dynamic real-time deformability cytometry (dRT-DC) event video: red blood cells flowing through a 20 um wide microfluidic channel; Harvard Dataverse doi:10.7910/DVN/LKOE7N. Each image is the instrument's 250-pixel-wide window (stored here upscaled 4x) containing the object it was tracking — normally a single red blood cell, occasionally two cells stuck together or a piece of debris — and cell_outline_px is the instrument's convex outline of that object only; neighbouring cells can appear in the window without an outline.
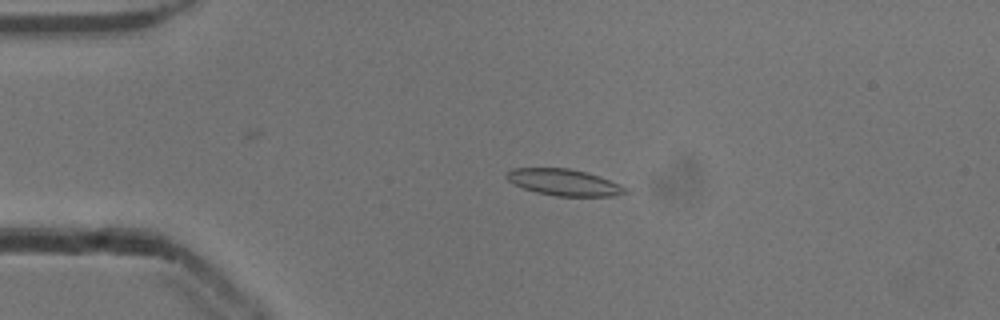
{"species": "common noctule bat (a hibernating species)", "species_latin": "Nyctalus noctula", "temperature_condition": "cold", "stored_images_in_passage": 39, "camera_frame_rate_fps": 3000, "um_per_image_px": 0.085, "animal": {"sex": "male", "body_mass_g": 13.3}, "frame": {"image": 1, "passage_image": 11, "time_ms": 3.333, "image_size_px": [1000, 320], "cell_outline_px": [[632, 192], [616, 196], [556, 196], [536, 192], [524, 188], [508, 180], [504, 176], [504, 172], [512, 168], [568, 168], [588, 172], [628, 188]], "centroid_in_image_um": [47.95, 15.5], "position_along_channel_um": 37.0, "area_um2": 18.44}}
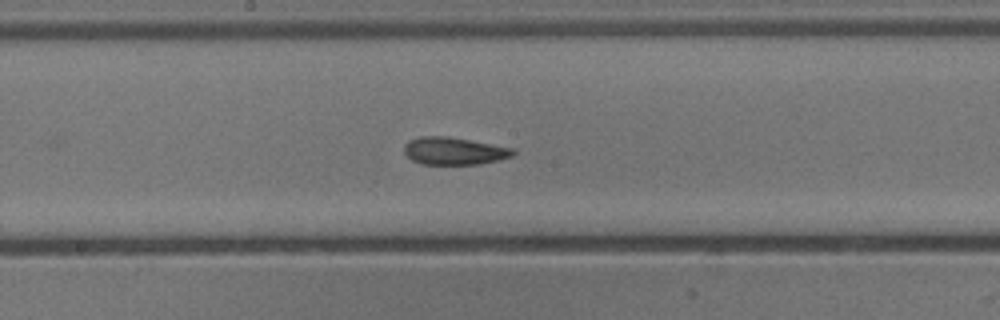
{"frame": {"image": 2, "passage_image": 27, "time_ms": 8.667, "image_size_px": [1000, 320], "cell_outline_px": [[516, 152], [512, 156], [500, 160], [480, 164], [420, 164], [412, 160], [404, 152], [404, 144], [408, 140], [420, 136], [448, 136], [516, 148]], "centroid_in_image_um": [38.62, 12.83], "position_along_channel_um": 209.6, "area_um2": 17.69}}
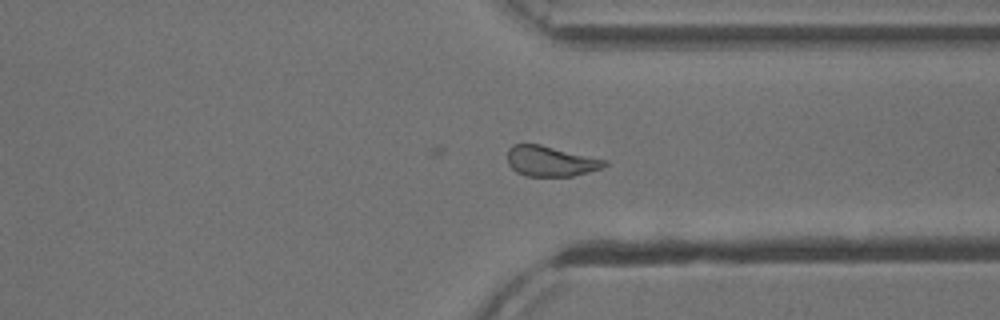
{"frame": {"image": 3, "passage_image": 39, "time_ms": 12.667, "image_size_px": [1000, 320], "cell_outline_px": [[608, 164], [600, 168], [588, 172], [572, 176], [524, 176], [516, 172], [508, 164], [508, 148], [512, 144], [540, 144], [608, 160]], "centroid_in_image_um": [46.79, 13.7], "position_along_channel_um": 364.6, "area_um2": 17.22}, "authors_computed_cell_mechanics": {"area_um2": 17.7446, "velocity_mm_per_s": 3.8824, "shape_relaxation_time_tau1_ms": null, "shape_relaxation_time_tau2_ms": 1.6327, "deformation_change_tau1": null, "deformation_change_tau2": 0.0731}}